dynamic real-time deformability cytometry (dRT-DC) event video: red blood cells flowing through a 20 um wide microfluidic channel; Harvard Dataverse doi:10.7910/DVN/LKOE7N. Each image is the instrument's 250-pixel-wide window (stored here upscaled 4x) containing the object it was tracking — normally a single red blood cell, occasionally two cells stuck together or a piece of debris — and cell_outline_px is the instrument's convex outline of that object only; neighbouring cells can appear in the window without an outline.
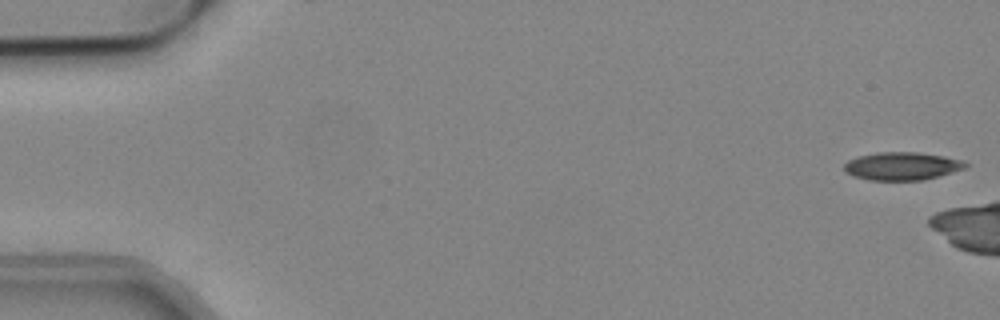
{"species": "common noctule bat (a hibernating species)", "species_latin": "Nyctalus noctula", "temperature_condition": "cold", "stored_images_in_passage": 13, "camera_frame_rate_fps": 3000, "um_per_image_px": 0.085, "animal": {"sex": "male", "body_mass_g": 19.2, "forearm_length_mm": 51.8}, "frame": {"image": 1, "passage_image": 1, "time_ms": 0.0, "image_size_px": [1000, 320], "cell_outline_px": [[968, 164], [964, 168], [924, 180], [868, 180], [852, 176], [844, 172], [844, 164], [848, 160], [856, 156], [876, 152], [916, 152], [944, 156], [960, 160]], "centroid_in_image_um": [76.58, 14.11], "position_along_channel_um": 8.4, "area_um2": 19.77}}